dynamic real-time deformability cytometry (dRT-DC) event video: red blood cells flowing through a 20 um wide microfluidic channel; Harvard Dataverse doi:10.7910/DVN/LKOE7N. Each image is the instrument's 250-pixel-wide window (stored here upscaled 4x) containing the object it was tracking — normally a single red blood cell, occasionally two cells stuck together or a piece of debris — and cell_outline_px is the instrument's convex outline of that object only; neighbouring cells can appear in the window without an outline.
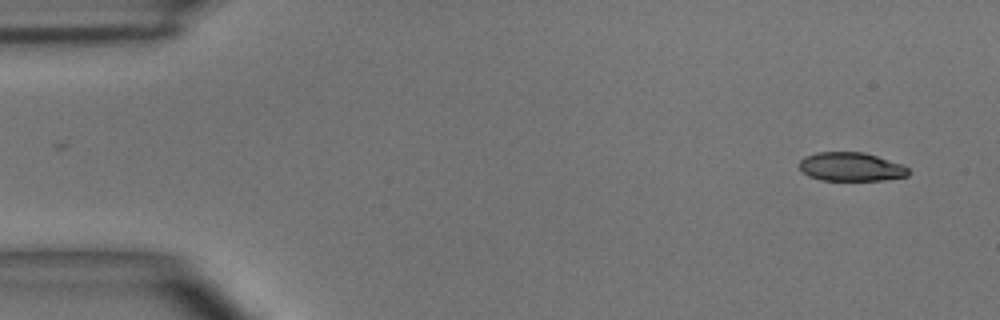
{"species": "common noctule bat (a hibernating species)", "species_latin": "Nyctalus noctula", "temperature_condition": "room temperature", "stored_images_in_passage": 4, "camera_frame_rate_fps": 3000, "um_per_image_px": 0.085, "animal": {"sex": "male", "body_mass_g": 15.6}, "frame": {"image": 1, "passage_image": 1, "time_ms": 0.0, "image_size_px": [1000, 320], "cell_outline_px": [[908, 176], [884, 180], [820, 180], [808, 176], [800, 168], [800, 160], [804, 156], [816, 152], [864, 152], [900, 164], [908, 168]], "centroid_in_image_um": [72.3, 14.18], "position_along_channel_um": 12.7, "area_um2": 18.15}}
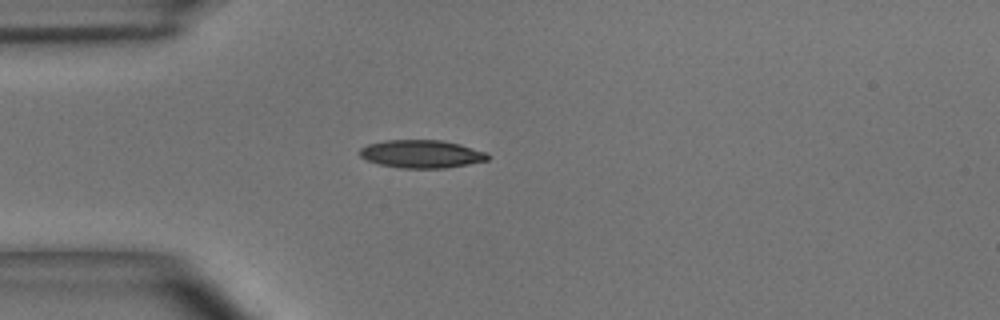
{"frame": {"image": 2, "passage_image": 4, "time_ms": 1.0, "image_size_px": [1000, 320], "cell_outline_px": [[488, 160], [468, 164], [444, 168], [400, 168], [380, 164], [368, 160], [360, 156], [360, 148], [368, 144], [384, 140], [440, 140], [460, 144], [484, 152], [488, 156]], "centroid_in_image_um": [35.8, 13.08], "position_along_channel_um": 49.2, "area_um2": 20.63}}